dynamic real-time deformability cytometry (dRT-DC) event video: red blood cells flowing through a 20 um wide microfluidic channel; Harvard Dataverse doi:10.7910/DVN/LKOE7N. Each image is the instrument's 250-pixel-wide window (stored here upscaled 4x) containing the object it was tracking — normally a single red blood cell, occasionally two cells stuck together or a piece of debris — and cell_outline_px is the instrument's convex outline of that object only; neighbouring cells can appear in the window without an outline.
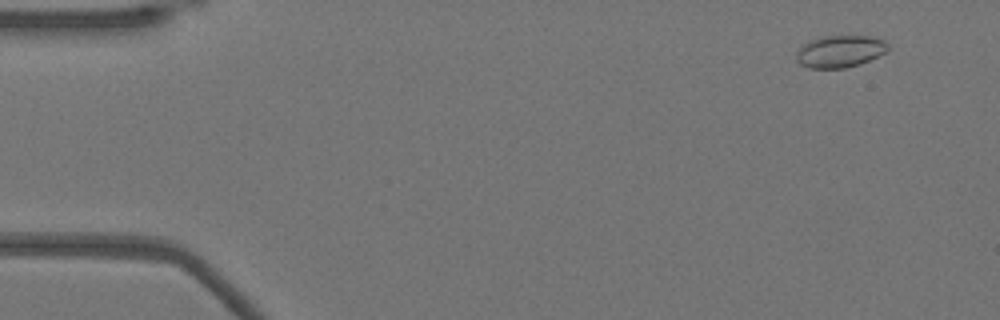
{"species": "Egyptian fruit bat (a non-hibernating species)", "species_latin": "Rousettus aegyptiacus", "temperature_condition": "warm", "stored_images_in_passage": 52, "camera_frame_rate_fps": 3000, "um_per_image_px": 0.085, "animal": {"sex": "female"}, "frame": {"image": 1, "passage_image": 4, "time_ms": 1.0, "image_size_px": [1000, 320], "cell_outline_px": [[888, 48], [884, 52], [860, 64], [844, 68], [808, 68], [800, 64], [796, 60], [796, 52], [804, 44], [812, 40], [824, 36], [872, 36], [884, 40], [888, 44]], "centroid_in_image_um": [71.38, 4.37], "position_along_channel_um": 13.6, "area_um2": 16.94}}
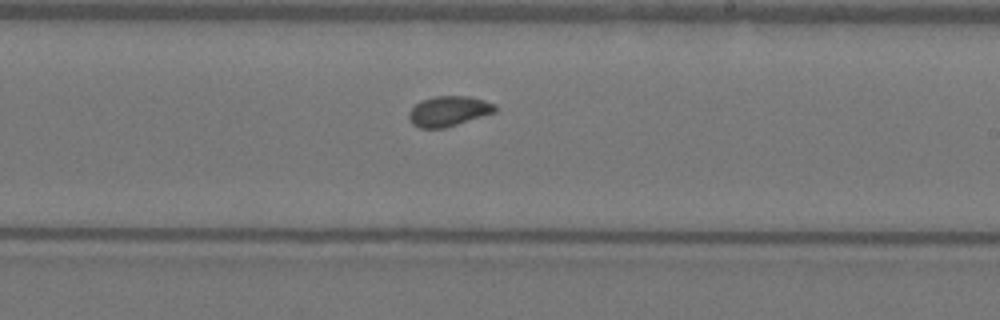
{"frame": {"image": 2, "passage_image": 31, "time_ms": 10.0, "image_size_px": [1000, 320], "cell_outline_px": [[496, 112], [444, 128], [420, 128], [412, 124], [408, 120], [408, 112], [420, 100], [436, 96], [468, 96], [484, 100], [496, 104]], "centroid_in_image_um": [38.11, 9.44], "position_along_channel_um": 250.9, "area_um2": 15.2}}
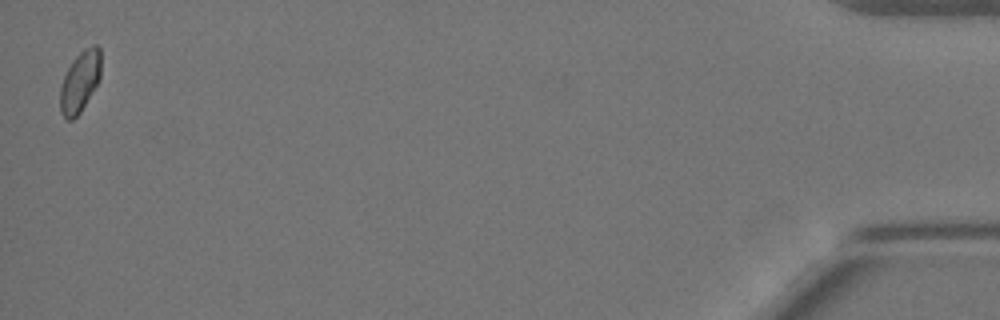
{"frame": {"image": 3, "passage_image": 52, "time_ms": 17.0, "image_size_px": [1000, 320], "cell_outline_px": [[100, 76], [96, 84], [80, 112], [72, 120], [68, 120], [60, 112], [60, 84], [72, 60], [84, 48], [92, 44], [96, 44], [100, 48]], "centroid_in_image_um": [6.78, 6.9], "position_along_channel_um": 428.4, "area_um2": 14.33}}